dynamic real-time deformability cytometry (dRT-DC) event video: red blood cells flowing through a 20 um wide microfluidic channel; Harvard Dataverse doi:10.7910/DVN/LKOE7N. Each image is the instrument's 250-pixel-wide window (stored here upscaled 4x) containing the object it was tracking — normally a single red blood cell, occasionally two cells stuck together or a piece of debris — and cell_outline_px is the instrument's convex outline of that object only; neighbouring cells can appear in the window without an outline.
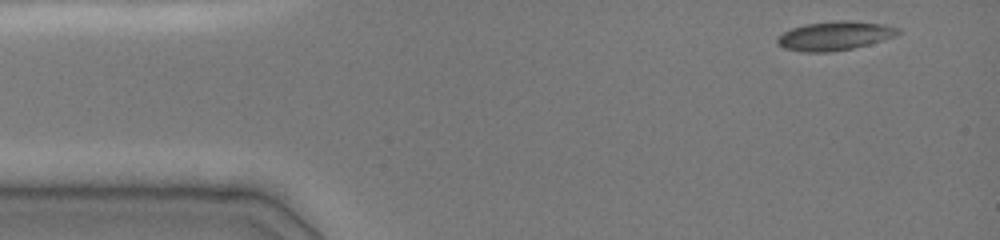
{"species": "common noctule bat (a hibernating species)", "species_latin": "Nyctalus noctula", "temperature_condition": "cold", "stored_images_in_passage": 4, "camera_frame_rate_fps": 3000, "um_per_image_px": 0.085, "animal": {"sex": "female", "body_mass_g": 19.0, "forearm_length_mm": 51.5}, "frame": {"image": 1, "passage_image": 1, "time_ms": 0.0, "image_size_px": [1000, 240], "cell_outline_px": [[900, 32], [892, 36], [868, 44], [852, 48], [828, 52], [804, 52], [784, 48], [776, 44], [776, 36], [792, 28], [804, 24], [840, 20], [848, 20], [884, 24], [900, 28]], "centroid_in_image_um": [70.89, 3.04], "position_along_channel_um": 14.1, "area_um2": 20.23}}